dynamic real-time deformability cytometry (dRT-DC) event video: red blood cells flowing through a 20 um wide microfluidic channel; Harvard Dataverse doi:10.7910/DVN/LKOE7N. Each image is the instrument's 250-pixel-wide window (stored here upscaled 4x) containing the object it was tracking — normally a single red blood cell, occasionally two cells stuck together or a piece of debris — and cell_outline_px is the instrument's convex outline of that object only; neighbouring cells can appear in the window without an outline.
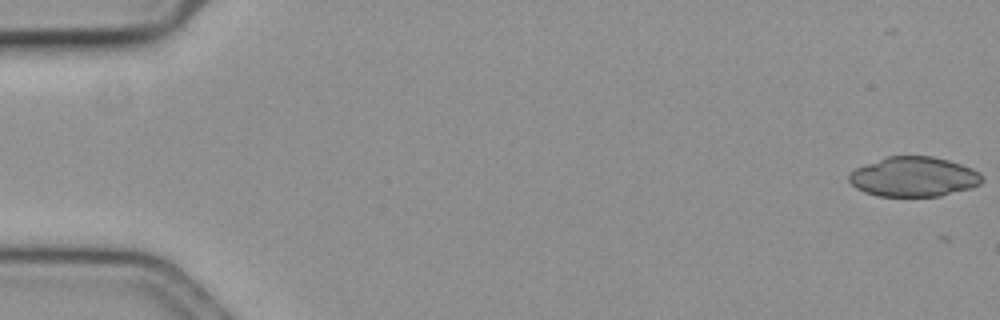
{"species": "common noctule bat (a hibernating species)", "species_latin": "Nyctalus noctula", "temperature_condition": "cold", "stored_images_in_passage": 5, "camera_frame_rate_fps": 3000, "um_per_image_px": 0.085, "animal": {"sex": "female", "body_mass_g": 19.3, "forearm_length_mm": 54.1}, "frame": {"image": 1, "passage_image": 1, "time_ms": 0.0, "image_size_px": [1000, 320], "cell_outline_px": [[984, 180], [980, 184], [968, 188], [940, 196], [880, 196], [864, 192], [856, 188], [848, 180], [848, 176], [856, 168], [888, 156], [932, 156], [948, 160], [972, 168]], "centroid_in_image_um": [77.65, 15.03], "position_along_channel_um": 7.4, "area_um2": 30.46}}